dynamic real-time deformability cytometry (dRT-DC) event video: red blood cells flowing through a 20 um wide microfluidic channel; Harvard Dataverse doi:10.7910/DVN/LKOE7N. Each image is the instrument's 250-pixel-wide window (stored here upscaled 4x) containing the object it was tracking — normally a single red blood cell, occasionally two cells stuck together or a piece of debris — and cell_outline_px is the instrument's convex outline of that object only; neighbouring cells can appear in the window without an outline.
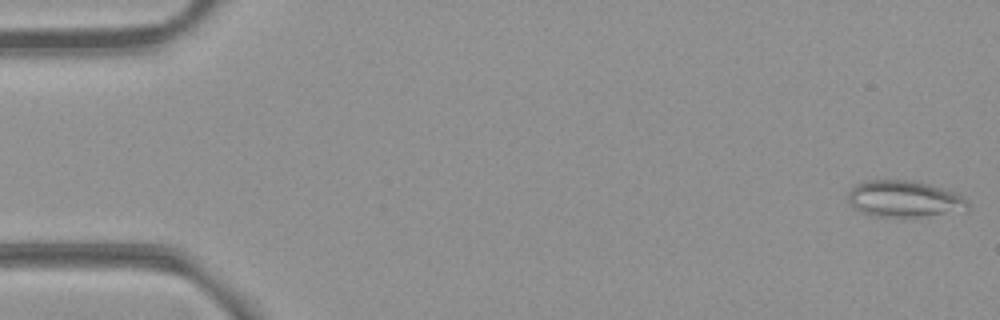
{"species": "common noctule bat (a hibernating species)", "species_latin": "Nyctalus noctula", "temperature_condition": "room temperature", "stored_images_in_passage": 54, "camera_frame_rate_fps": 3000, "um_per_image_px": 0.085, "animal": {"sex": "female", "body_mass_g": 21.9}, "frame": {"image": 1, "passage_image": 1, "time_ms": 0.0, "image_size_px": [1000, 320], "cell_outline_px": [[968, 208], [920, 216], [872, 216], [860, 212], [848, 200], [848, 192], [856, 184], [868, 180], [916, 180], [956, 192], [964, 196], [968, 200]], "centroid_in_image_um": [76.83, 16.87], "position_along_channel_um": 8.2, "area_um2": 25.09}}
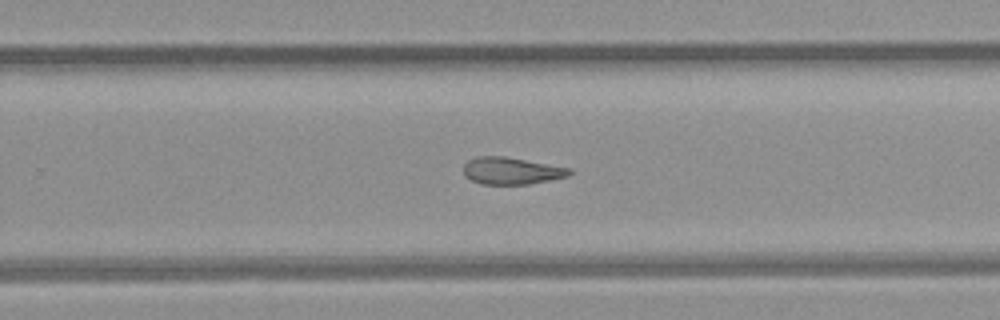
{"frame": {"image": 2, "passage_image": 34, "time_ms": 11.0, "image_size_px": [1000, 320], "cell_outline_px": [[572, 172], [568, 176], [528, 184], [480, 184], [464, 176], [464, 164], [468, 160], [476, 156], [504, 156], [572, 168]], "centroid_in_image_um": [43.46, 14.51], "position_along_channel_um": 286.3, "area_um2": 16.7}}
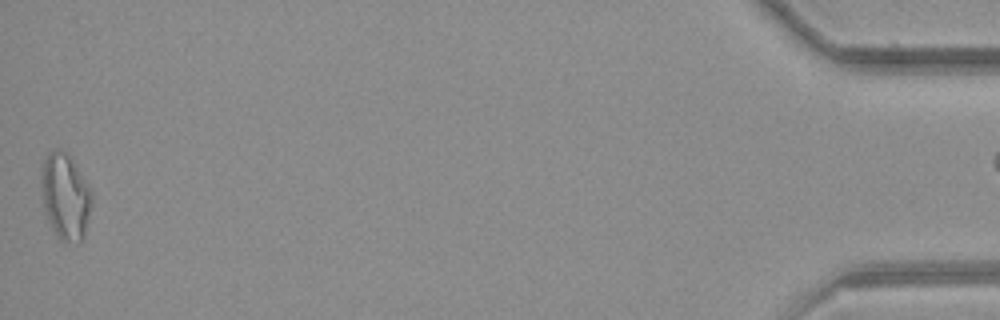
{"frame": {"image": 3, "passage_image": 53, "time_ms": 17.333, "image_size_px": [1000, 320], "cell_outline_px": [[92, 204], [84, 236], [80, 240], [60, 240], [56, 236], [44, 212], [40, 180], [40, 164], [48, 152], [56, 148], [64, 152], [68, 156], [88, 184], [92, 192]], "centroid_in_image_um": [5.51, 16.67], "position_along_channel_um": 429.7, "area_um2": 25.32}}